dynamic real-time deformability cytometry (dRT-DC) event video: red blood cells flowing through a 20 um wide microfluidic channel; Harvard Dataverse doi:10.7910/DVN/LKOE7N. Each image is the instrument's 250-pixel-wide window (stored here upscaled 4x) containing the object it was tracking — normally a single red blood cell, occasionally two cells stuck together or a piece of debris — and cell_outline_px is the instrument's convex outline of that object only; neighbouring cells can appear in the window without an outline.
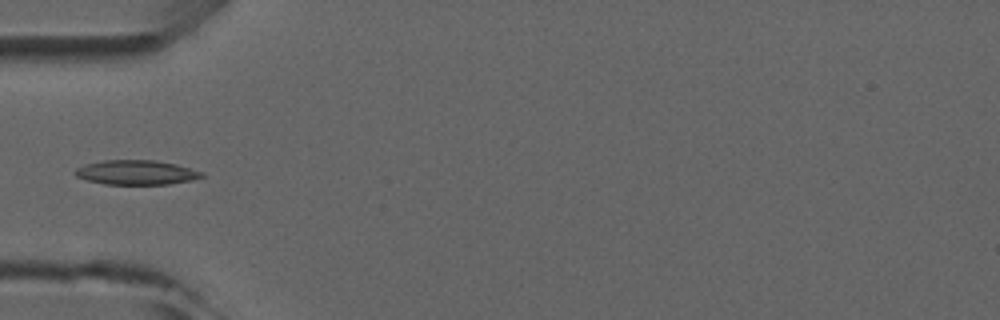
{"species": "common noctule bat (a hibernating species)", "species_latin": "Nyctalus noctula", "temperature_condition": "room temperature", "stored_images_in_passage": 5, "camera_frame_rate_fps": 3000, "um_per_image_px": 0.085, "animal": {"sex": "male", "forearm_length_mm": 52.5}, "frame": {"image": 1, "passage_image": 4, "time_ms": 3.667, "image_size_px": [1000, 320], "cell_outline_px": [[204, 176], [192, 180], [168, 184], [104, 184], [88, 180], [76, 176], [72, 172], [76, 168], [84, 164], [104, 160], [156, 160], [176, 164], [204, 172]], "centroid_in_image_um": [11.57, 14.65], "position_along_channel_um": 73.4, "area_um2": 18.15}}
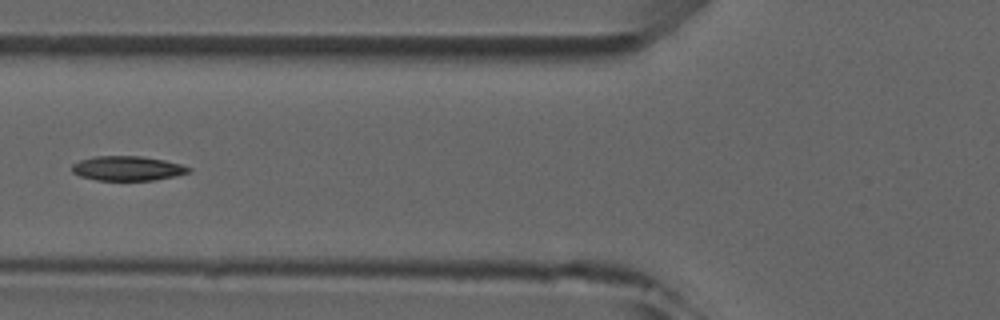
{"frame": {"image": 2, "passage_image": 5, "time_ms": 4.667, "image_size_px": [1000, 320], "cell_outline_px": [[192, 172], [176, 176], [152, 180], [96, 180], [80, 176], [72, 172], [72, 164], [80, 160], [92, 156], [140, 156], [164, 160], [180, 164], [192, 168]], "centroid_in_image_um": [10.84, 14.31], "position_along_channel_um": 115.0, "area_um2": 16.76}}